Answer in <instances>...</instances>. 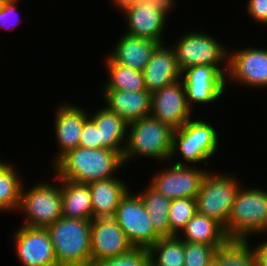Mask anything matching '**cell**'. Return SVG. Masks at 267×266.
<instances>
[{"mask_svg": "<svg viewBox=\"0 0 267 266\" xmlns=\"http://www.w3.org/2000/svg\"><path fill=\"white\" fill-rule=\"evenodd\" d=\"M62 195V217L67 219L92 220L93 210L89 184L59 179Z\"/></svg>", "mask_w": 267, "mask_h": 266, "instance_id": "obj_22", "label": "cell"}, {"mask_svg": "<svg viewBox=\"0 0 267 266\" xmlns=\"http://www.w3.org/2000/svg\"><path fill=\"white\" fill-rule=\"evenodd\" d=\"M242 181L231 173H219L211 168L204 176L196 197L197 212L227 225L232 205L242 187Z\"/></svg>", "mask_w": 267, "mask_h": 266, "instance_id": "obj_8", "label": "cell"}, {"mask_svg": "<svg viewBox=\"0 0 267 266\" xmlns=\"http://www.w3.org/2000/svg\"><path fill=\"white\" fill-rule=\"evenodd\" d=\"M133 248L114 217L91 220V261L114 258Z\"/></svg>", "mask_w": 267, "mask_h": 266, "instance_id": "obj_16", "label": "cell"}, {"mask_svg": "<svg viewBox=\"0 0 267 266\" xmlns=\"http://www.w3.org/2000/svg\"><path fill=\"white\" fill-rule=\"evenodd\" d=\"M88 116L99 128L100 148H107L116 152H123L126 144L128 123L118 114L109 111L105 106L97 109Z\"/></svg>", "mask_w": 267, "mask_h": 266, "instance_id": "obj_23", "label": "cell"}, {"mask_svg": "<svg viewBox=\"0 0 267 266\" xmlns=\"http://www.w3.org/2000/svg\"><path fill=\"white\" fill-rule=\"evenodd\" d=\"M114 218L134 248L149 249L161 238L153 229L141 198L131 190L120 201Z\"/></svg>", "mask_w": 267, "mask_h": 266, "instance_id": "obj_9", "label": "cell"}, {"mask_svg": "<svg viewBox=\"0 0 267 266\" xmlns=\"http://www.w3.org/2000/svg\"><path fill=\"white\" fill-rule=\"evenodd\" d=\"M184 243V266H209L214 261V254L218 247L207 244Z\"/></svg>", "mask_w": 267, "mask_h": 266, "instance_id": "obj_31", "label": "cell"}, {"mask_svg": "<svg viewBox=\"0 0 267 266\" xmlns=\"http://www.w3.org/2000/svg\"><path fill=\"white\" fill-rule=\"evenodd\" d=\"M260 235L267 236V233ZM253 248L257 266H267V239L262 240L258 245H254Z\"/></svg>", "mask_w": 267, "mask_h": 266, "instance_id": "obj_36", "label": "cell"}, {"mask_svg": "<svg viewBox=\"0 0 267 266\" xmlns=\"http://www.w3.org/2000/svg\"><path fill=\"white\" fill-rule=\"evenodd\" d=\"M135 1L136 0H111V5L113 3L114 7H116L118 11L121 12L124 8L132 5Z\"/></svg>", "mask_w": 267, "mask_h": 266, "instance_id": "obj_38", "label": "cell"}, {"mask_svg": "<svg viewBox=\"0 0 267 266\" xmlns=\"http://www.w3.org/2000/svg\"><path fill=\"white\" fill-rule=\"evenodd\" d=\"M196 213V198L173 199L168 214L170 231L177 236Z\"/></svg>", "mask_w": 267, "mask_h": 266, "instance_id": "obj_30", "label": "cell"}, {"mask_svg": "<svg viewBox=\"0 0 267 266\" xmlns=\"http://www.w3.org/2000/svg\"><path fill=\"white\" fill-rule=\"evenodd\" d=\"M209 266H217L216 263L213 261Z\"/></svg>", "mask_w": 267, "mask_h": 266, "instance_id": "obj_39", "label": "cell"}, {"mask_svg": "<svg viewBox=\"0 0 267 266\" xmlns=\"http://www.w3.org/2000/svg\"><path fill=\"white\" fill-rule=\"evenodd\" d=\"M0 159V213H11L12 211L17 213L23 179L14 166L15 164Z\"/></svg>", "mask_w": 267, "mask_h": 266, "instance_id": "obj_26", "label": "cell"}, {"mask_svg": "<svg viewBox=\"0 0 267 266\" xmlns=\"http://www.w3.org/2000/svg\"><path fill=\"white\" fill-rule=\"evenodd\" d=\"M224 230L229 239L242 240L267 233V190L243 185L232 205Z\"/></svg>", "mask_w": 267, "mask_h": 266, "instance_id": "obj_5", "label": "cell"}, {"mask_svg": "<svg viewBox=\"0 0 267 266\" xmlns=\"http://www.w3.org/2000/svg\"><path fill=\"white\" fill-rule=\"evenodd\" d=\"M88 109L77 104L65 102L59 104L54 113V136L57 141L58 152L52 165L66 152L79 147L84 121L89 117Z\"/></svg>", "mask_w": 267, "mask_h": 266, "instance_id": "obj_17", "label": "cell"}, {"mask_svg": "<svg viewBox=\"0 0 267 266\" xmlns=\"http://www.w3.org/2000/svg\"><path fill=\"white\" fill-rule=\"evenodd\" d=\"M235 49H229L227 84L233 82L252 89L267 88V49L251 45Z\"/></svg>", "mask_w": 267, "mask_h": 266, "instance_id": "obj_11", "label": "cell"}, {"mask_svg": "<svg viewBox=\"0 0 267 266\" xmlns=\"http://www.w3.org/2000/svg\"><path fill=\"white\" fill-rule=\"evenodd\" d=\"M245 9L256 24L267 23V0H247Z\"/></svg>", "mask_w": 267, "mask_h": 266, "instance_id": "obj_35", "label": "cell"}, {"mask_svg": "<svg viewBox=\"0 0 267 266\" xmlns=\"http://www.w3.org/2000/svg\"><path fill=\"white\" fill-rule=\"evenodd\" d=\"M192 114L182 79L151 94L150 116L170 126L173 130L180 129L193 118Z\"/></svg>", "mask_w": 267, "mask_h": 266, "instance_id": "obj_14", "label": "cell"}, {"mask_svg": "<svg viewBox=\"0 0 267 266\" xmlns=\"http://www.w3.org/2000/svg\"><path fill=\"white\" fill-rule=\"evenodd\" d=\"M181 79L192 112L197 104L206 106L222 100L227 90V76L218 67L192 66L181 72Z\"/></svg>", "mask_w": 267, "mask_h": 266, "instance_id": "obj_10", "label": "cell"}, {"mask_svg": "<svg viewBox=\"0 0 267 266\" xmlns=\"http://www.w3.org/2000/svg\"><path fill=\"white\" fill-rule=\"evenodd\" d=\"M177 236L182 241L211 246H222L229 239L219 222L198 212Z\"/></svg>", "mask_w": 267, "mask_h": 266, "instance_id": "obj_24", "label": "cell"}, {"mask_svg": "<svg viewBox=\"0 0 267 266\" xmlns=\"http://www.w3.org/2000/svg\"><path fill=\"white\" fill-rule=\"evenodd\" d=\"M209 169L198 166L171 164L161 167L149 179L150 185L171 200L196 198L204 176Z\"/></svg>", "mask_w": 267, "mask_h": 266, "instance_id": "obj_12", "label": "cell"}, {"mask_svg": "<svg viewBox=\"0 0 267 266\" xmlns=\"http://www.w3.org/2000/svg\"><path fill=\"white\" fill-rule=\"evenodd\" d=\"M128 185L119 176L89 183L93 219L114 217L120 201L131 189Z\"/></svg>", "mask_w": 267, "mask_h": 266, "instance_id": "obj_21", "label": "cell"}, {"mask_svg": "<svg viewBox=\"0 0 267 266\" xmlns=\"http://www.w3.org/2000/svg\"><path fill=\"white\" fill-rule=\"evenodd\" d=\"M124 14V33L151 39L165 43L163 34L165 32L167 17L163 15L155 5H151L147 0H136L132 5L127 6L121 12Z\"/></svg>", "mask_w": 267, "mask_h": 266, "instance_id": "obj_15", "label": "cell"}, {"mask_svg": "<svg viewBox=\"0 0 267 266\" xmlns=\"http://www.w3.org/2000/svg\"><path fill=\"white\" fill-rule=\"evenodd\" d=\"M21 0H2L0 4V30L13 31L20 19L18 5ZM18 18V19H17Z\"/></svg>", "mask_w": 267, "mask_h": 266, "instance_id": "obj_33", "label": "cell"}, {"mask_svg": "<svg viewBox=\"0 0 267 266\" xmlns=\"http://www.w3.org/2000/svg\"><path fill=\"white\" fill-rule=\"evenodd\" d=\"M151 5L157 6L158 10L167 18L169 13H173L176 7V0H147ZM172 11V12H171Z\"/></svg>", "mask_w": 267, "mask_h": 266, "instance_id": "obj_37", "label": "cell"}, {"mask_svg": "<svg viewBox=\"0 0 267 266\" xmlns=\"http://www.w3.org/2000/svg\"><path fill=\"white\" fill-rule=\"evenodd\" d=\"M79 146L88 149L100 148L99 128L90 117L84 121Z\"/></svg>", "mask_w": 267, "mask_h": 266, "instance_id": "obj_34", "label": "cell"}, {"mask_svg": "<svg viewBox=\"0 0 267 266\" xmlns=\"http://www.w3.org/2000/svg\"><path fill=\"white\" fill-rule=\"evenodd\" d=\"M105 107L118 114L126 123L150 116L151 93L147 90L130 92L123 90H101Z\"/></svg>", "mask_w": 267, "mask_h": 266, "instance_id": "obj_18", "label": "cell"}, {"mask_svg": "<svg viewBox=\"0 0 267 266\" xmlns=\"http://www.w3.org/2000/svg\"><path fill=\"white\" fill-rule=\"evenodd\" d=\"M113 51L108 56L114 63L131 69L143 71L149 62L153 51L160 44L157 41L135 37L126 33L116 39Z\"/></svg>", "mask_w": 267, "mask_h": 266, "instance_id": "obj_20", "label": "cell"}, {"mask_svg": "<svg viewBox=\"0 0 267 266\" xmlns=\"http://www.w3.org/2000/svg\"><path fill=\"white\" fill-rule=\"evenodd\" d=\"M208 33L192 29L170 45L180 72L196 65H209L218 67L227 76L230 47Z\"/></svg>", "mask_w": 267, "mask_h": 266, "instance_id": "obj_6", "label": "cell"}, {"mask_svg": "<svg viewBox=\"0 0 267 266\" xmlns=\"http://www.w3.org/2000/svg\"><path fill=\"white\" fill-rule=\"evenodd\" d=\"M217 266H257L253 246L248 240L228 239L214 254Z\"/></svg>", "mask_w": 267, "mask_h": 266, "instance_id": "obj_28", "label": "cell"}, {"mask_svg": "<svg viewBox=\"0 0 267 266\" xmlns=\"http://www.w3.org/2000/svg\"><path fill=\"white\" fill-rule=\"evenodd\" d=\"M142 72L146 90L151 94L181 79L172 47L166 43L156 47Z\"/></svg>", "mask_w": 267, "mask_h": 266, "instance_id": "obj_19", "label": "cell"}, {"mask_svg": "<svg viewBox=\"0 0 267 266\" xmlns=\"http://www.w3.org/2000/svg\"><path fill=\"white\" fill-rule=\"evenodd\" d=\"M148 252L150 266H184V243L178 236L161 237Z\"/></svg>", "mask_w": 267, "mask_h": 266, "instance_id": "obj_29", "label": "cell"}, {"mask_svg": "<svg viewBox=\"0 0 267 266\" xmlns=\"http://www.w3.org/2000/svg\"><path fill=\"white\" fill-rule=\"evenodd\" d=\"M13 233L12 247L21 266H58L54 246L46 228L20 225Z\"/></svg>", "mask_w": 267, "mask_h": 266, "instance_id": "obj_13", "label": "cell"}, {"mask_svg": "<svg viewBox=\"0 0 267 266\" xmlns=\"http://www.w3.org/2000/svg\"><path fill=\"white\" fill-rule=\"evenodd\" d=\"M58 266H89L91 263V220L60 217L46 227Z\"/></svg>", "mask_w": 267, "mask_h": 266, "instance_id": "obj_4", "label": "cell"}, {"mask_svg": "<svg viewBox=\"0 0 267 266\" xmlns=\"http://www.w3.org/2000/svg\"><path fill=\"white\" fill-rule=\"evenodd\" d=\"M124 165L123 152L79 146L61 156L51 169H53V176L59 179L89 184L116 177L119 170L125 167Z\"/></svg>", "mask_w": 267, "mask_h": 266, "instance_id": "obj_1", "label": "cell"}, {"mask_svg": "<svg viewBox=\"0 0 267 266\" xmlns=\"http://www.w3.org/2000/svg\"><path fill=\"white\" fill-rule=\"evenodd\" d=\"M107 58V59H106ZM104 58L107 81L102 85V90H123L138 92L146 90L142 71L131 69L114 63L108 56Z\"/></svg>", "mask_w": 267, "mask_h": 266, "instance_id": "obj_27", "label": "cell"}, {"mask_svg": "<svg viewBox=\"0 0 267 266\" xmlns=\"http://www.w3.org/2000/svg\"><path fill=\"white\" fill-rule=\"evenodd\" d=\"M173 133L174 130L170 126L152 116L129 123L123 151L124 164L127 166L131 160L140 157L169 162Z\"/></svg>", "mask_w": 267, "mask_h": 266, "instance_id": "obj_3", "label": "cell"}, {"mask_svg": "<svg viewBox=\"0 0 267 266\" xmlns=\"http://www.w3.org/2000/svg\"><path fill=\"white\" fill-rule=\"evenodd\" d=\"M206 120L193 117L180 129L174 130L170 162L177 158L174 161L176 165L200 167L203 162L209 166L208 160L216 155L221 139L214 124Z\"/></svg>", "mask_w": 267, "mask_h": 266, "instance_id": "obj_2", "label": "cell"}, {"mask_svg": "<svg viewBox=\"0 0 267 266\" xmlns=\"http://www.w3.org/2000/svg\"><path fill=\"white\" fill-rule=\"evenodd\" d=\"M137 195L141 198L148 215L150 217L153 229L160 237L175 236L170 231L169 211L171 207V199L166 198L160 192L155 190L148 182V185L137 191Z\"/></svg>", "mask_w": 267, "mask_h": 266, "instance_id": "obj_25", "label": "cell"}, {"mask_svg": "<svg viewBox=\"0 0 267 266\" xmlns=\"http://www.w3.org/2000/svg\"><path fill=\"white\" fill-rule=\"evenodd\" d=\"M89 266H150L149 252L146 248H133L114 258L91 261Z\"/></svg>", "mask_w": 267, "mask_h": 266, "instance_id": "obj_32", "label": "cell"}, {"mask_svg": "<svg viewBox=\"0 0 267 266\" xmlns=\"http://www.w3.org/2000/svg\"><path fill=\"white\" fill-rule=\"evenodd\" d=\"M38 181L30 188L23 183L20 206L17 213H23V224L29 228H46L62 217V195L60 182ZM25 187V188H24ZM27 189V190H26Z\"/></svg>", "mask_w": 267, "mask_h": 266, "instance_id": "obj_7", "label": "cell"}]
</instances>
